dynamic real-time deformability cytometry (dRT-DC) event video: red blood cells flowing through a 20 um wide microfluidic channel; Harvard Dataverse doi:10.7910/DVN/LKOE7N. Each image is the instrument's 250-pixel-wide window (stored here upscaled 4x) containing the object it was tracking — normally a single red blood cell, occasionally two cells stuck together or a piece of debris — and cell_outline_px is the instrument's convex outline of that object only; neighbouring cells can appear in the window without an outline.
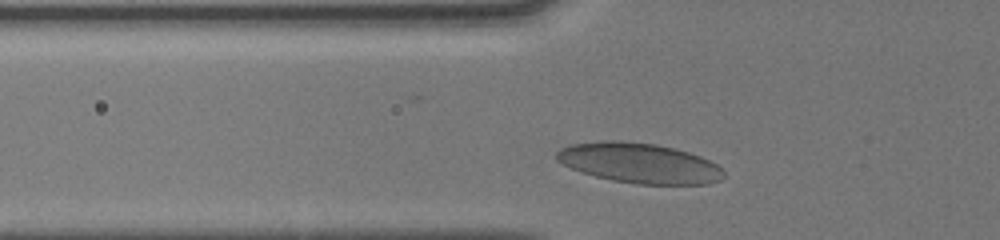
{"species": "human", "species_latin": "Homo sapiens", "temperature_condition": "cold", "stored_images_in_passage": 29, "camera_frame_rate_fps": 3000, "um_per_image_px": 0.085, "donor": {"sex": "male"}, "frame": {"image": 1, "passage_image": 4, "time_ms": 1.0, "image_size_px": [1000, 240], "cell_outline_px": [[724, 176], [720, 180], [708, 184], [636, 184], [612, 180], [580, 172], [556, 160], [556, 152], [560, 148], [572, 144], [600, 140], [620, 140], [656, 144], [688, 152], [700, 156], [716, 164], [724, 172]], "centroid_in_image_um": [54.31, 13.85], "position_along_channel_um": 71.5, "area_um2": 39.02}}
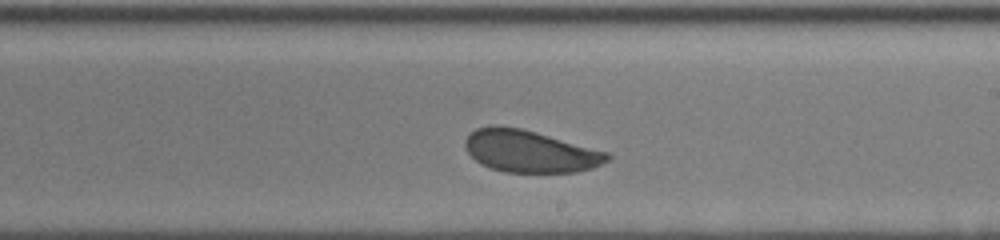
{"frame": {"image": 2, "passage_image": 17, "time_ms": 5.333, "image_size_px": [1000, 240], "cell_outline_px": [[612, 156], [608, 160], [592, 168], [576, 172], [504, 172], [488, 168], [480, 164], [464, 148], [464, 140], [476, 128], [496, 124], [520, 128], [536, 132], [608, 152]], "centroid_in_image_um": [45.01, 12.86], "position_along_channel_um": 244.0, "area_um2": 34.91}}
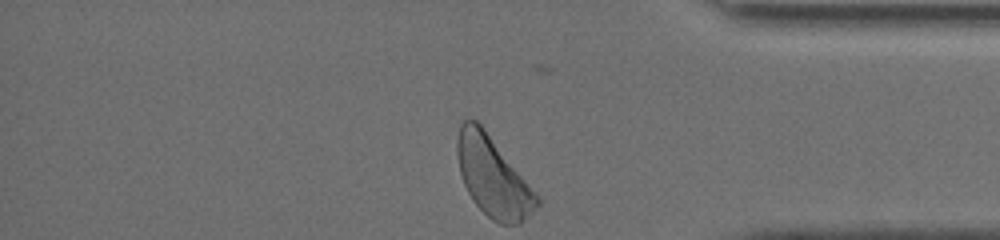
{"frame": {"image": 3, "passage_image": 29, "time_ms": 9.333, "image_size_px": [1000, 240], "cell_outline_px": [[540, 204], [520, 224], [500, 224], [492, 220], [472, 200], [464, 184], [460, 172], [456, 152], [456, 140], [460, 124], [464, 120], [476, 120], [484, 128], [540, 196]], "centroid_in_image_um": [41.91, 15.03], "position_along_channel_um": 393.3, "area_um2": 36.93}, "authors_computed_cell_mechanics": {"area_um2": 35.547, "velocity_mm_per_s": 4.0414, "shape_relaxation_time_tau1_ms": 6.5601, "shape_relaxation_time_tau2_ms": null, "deformation_change_tau1": 0.1349, "deformation_change_tau2": null}}